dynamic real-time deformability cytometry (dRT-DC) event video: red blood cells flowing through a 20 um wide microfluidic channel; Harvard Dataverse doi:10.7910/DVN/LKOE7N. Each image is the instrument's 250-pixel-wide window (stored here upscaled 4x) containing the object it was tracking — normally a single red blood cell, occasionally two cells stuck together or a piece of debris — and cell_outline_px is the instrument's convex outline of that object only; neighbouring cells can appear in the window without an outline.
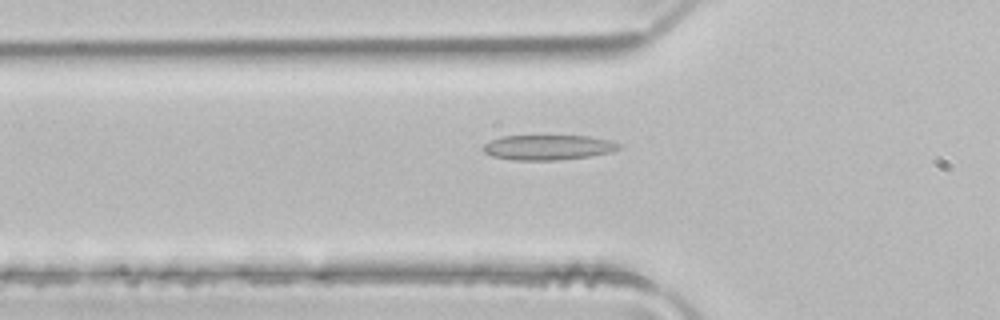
{"species": "common noctule bat (a hibernating species)", "species_latin": "Nyctalus noctula", "temperature_condition": "room temperature", "stored_images_in_passage": 6, "segment_of_instrument_passage": [2, 2], "camera_frame_rate_fps": 3000, "um_per_image_px": 0.085, "animal": {"sex": "male", "body_mass_g": 21.5, "forearm_length_mm": 52.0}, "frame": {"image": 1, "passage_image": 6, "time_ms": 1.667, "image_size_px": [1000, 320], "cell_outline_px": [[620, 148], [612, 152], [588, 156], [556, 160], [512, 160], [492, 156], [484, 152], [484, 144], [500, 136], [588, 136], [612, 140], [620, 144]], "centroid_in_image_um": [46.6, 12.52], "position_along_channel_um": 79.2, "area_um2": 19.71}}